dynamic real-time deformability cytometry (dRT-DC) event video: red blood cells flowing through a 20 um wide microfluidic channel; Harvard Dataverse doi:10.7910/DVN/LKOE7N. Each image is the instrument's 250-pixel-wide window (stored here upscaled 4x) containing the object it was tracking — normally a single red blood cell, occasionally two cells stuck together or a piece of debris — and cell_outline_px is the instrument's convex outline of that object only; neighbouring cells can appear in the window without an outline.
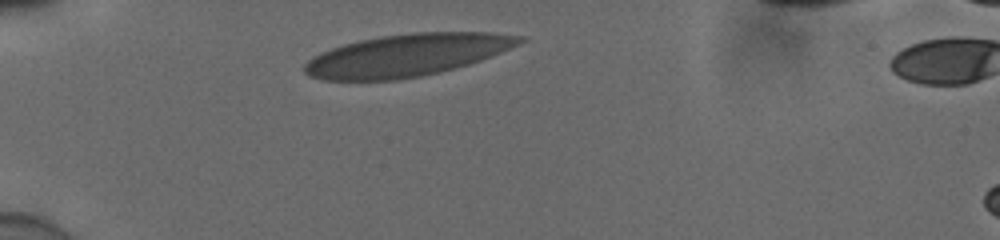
{"species": "human", "species_latin": "Homo sapiens", "temperature_condition": "cold", "stored_images_in_passage": 6, "camera_frame_rate_fps": 3000, "um_per_image_px": 0.085, "donor": {"sex": "male"}, "frame": {"image": 1, "passage_image": 1, "time_ms": 0.0, "image_size_px": [1000, 240], "cell_outline_px": [[528, 40], [520, 44], [480, 60], [468, 64], [420, 76], [396, 80], [324, 80], [308, 76], [304, 72], [304, 64], [312, 56], [320, 52], [344, 44], [360, 40], [380, 36], [412, 32], [492, 32], [520, 36]], "centroid_in_image_um": [34.55, 4.68], "position_along_channel_um": 50.5, "area_um2": 52.71}}
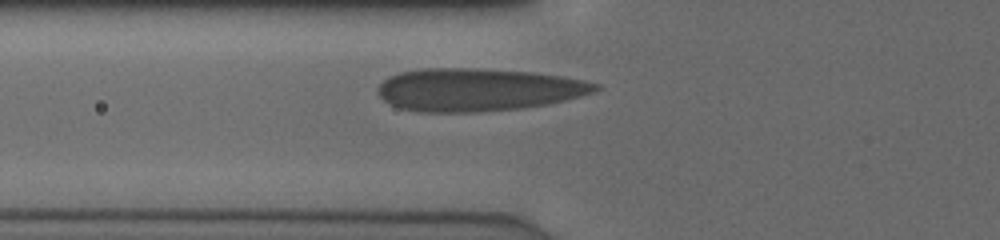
{"frame": {"image": 2, "passage_image": 4, "time_ms": 1.0, "image_size_px": [1000, 240], "cell_outline_px": [[600, 88], [592, 92], [580, 96], [564, 100], [524, 108], [480, 112], [420, 112], [400, 108], [384, 100], [376, 92], [376, 88], [388, 76], [400, 72], [420, 68], [480, 68], [532, 72], [560, 76], [600, 84]], "centroid_in_image_um": [40.57, 7.62], "position_along_channel_um": 85.2, "area_um2": 54.22}}
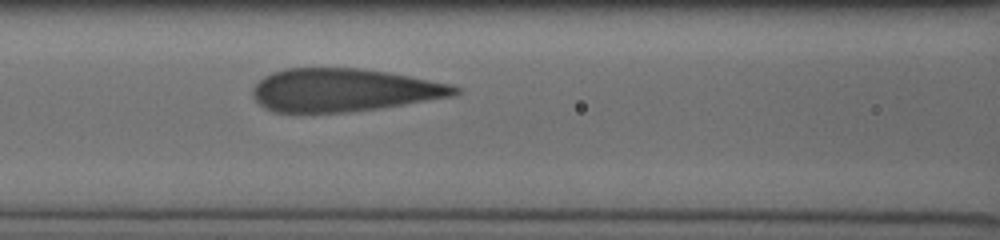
{"frame": {"image": 3, "passage_image": 6, "time_ms": 1.667, "image_size_px": [1000, 240], "cell_outline_px": [[460, 92], [452, 96], [376, 108], [348, 112], [272, 112], [264, 108], [252, 96], [252, 88], [264, 76], [272, 72], [284, 68], [360, 68], [388, 72], [452, 84], [460, 88]], "centroid_in_image_um": [29.17, 7.64], "position_along_channel_um": 137.4, "area_um2": 50.4}}